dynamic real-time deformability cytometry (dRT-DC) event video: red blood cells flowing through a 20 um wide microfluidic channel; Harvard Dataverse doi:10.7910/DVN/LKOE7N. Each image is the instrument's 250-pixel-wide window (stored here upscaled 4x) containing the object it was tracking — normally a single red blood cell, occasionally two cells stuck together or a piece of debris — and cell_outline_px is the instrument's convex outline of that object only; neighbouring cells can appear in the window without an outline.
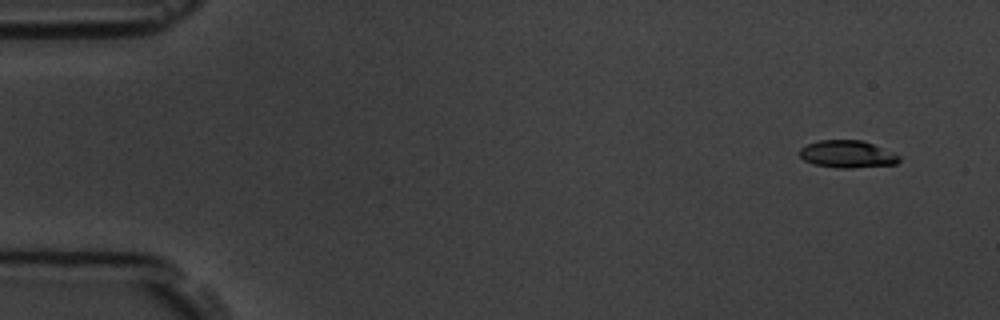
{"species": "common noctule bat (a hibernating species)", "species_latin": "Nyctalus noctula", "temperature_condition": "room temperature", "stored_images_in_passage": 8, "camera_frame_rate_fps": 3000, "um_per_image_px": 0.085, "animal": {"sex": "male", "body_mass_g": 19.5, "forearm_length_mm": 54.6}, "frame": {"image": 1, "passage_image": 1, "time_ms": 0.0, "image_size_px": [1000, 320], "cell_outline_px": [[900, 160], [896, 164], [852, 168], [840, 168], [812, 164], [804, 160], [800, 156], [800, 148], [808, 144], [820, 140], [860, 140], [872, 144], [900, 156]], "centroid_in_image_um": [72.0, 13.11], "position_along_channel_um": 13.0, "area_um2": 15.66}}
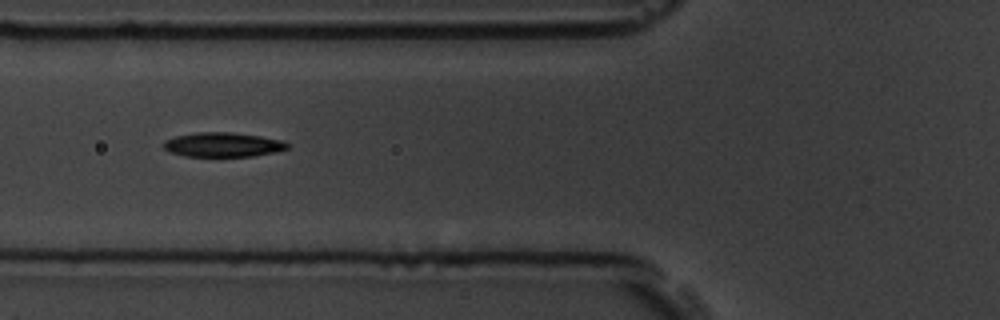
{"frame": {"image": 2, "passage_image": 5, "time_ms": 5.667, "image_size_px": [1000, 320], "cell_outline_px": [[288, 148], [272, 152], [252, 156], [184, 156], [172, 152], [164, 148], [160, 144], [164, 140], [176, 136], [196, 132], [232, 132], [260, 136], [284, 140], [288, 144]], "centroid_in_image_um": [18.91, 12.28], "position_along_channel_um": 106.9, "area_um2": 17.57}}
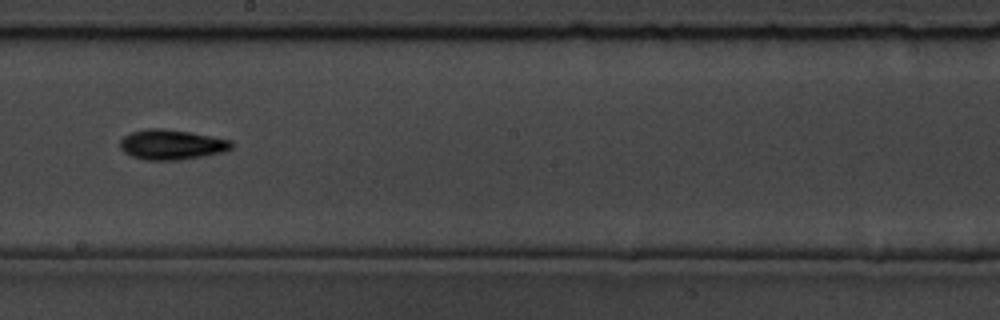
{"frame": {"image": 3, "passage_image": 8, "time_ms": 9.0, "image_size_px": [1000, 320], "cell_outline_px": [[232, 148], [224, 152], [180, 160], [144, 160], [132, 156], [124, 152], [120, 148], [120, 140], [124, 136], [132, 132], [148, 128], [160, 128], [188, 132], [232, 140]], "centroid_in_image_um": [14.57, 12.3], "position_along_channel_um": 233.6, "area_um2": 19.42}}